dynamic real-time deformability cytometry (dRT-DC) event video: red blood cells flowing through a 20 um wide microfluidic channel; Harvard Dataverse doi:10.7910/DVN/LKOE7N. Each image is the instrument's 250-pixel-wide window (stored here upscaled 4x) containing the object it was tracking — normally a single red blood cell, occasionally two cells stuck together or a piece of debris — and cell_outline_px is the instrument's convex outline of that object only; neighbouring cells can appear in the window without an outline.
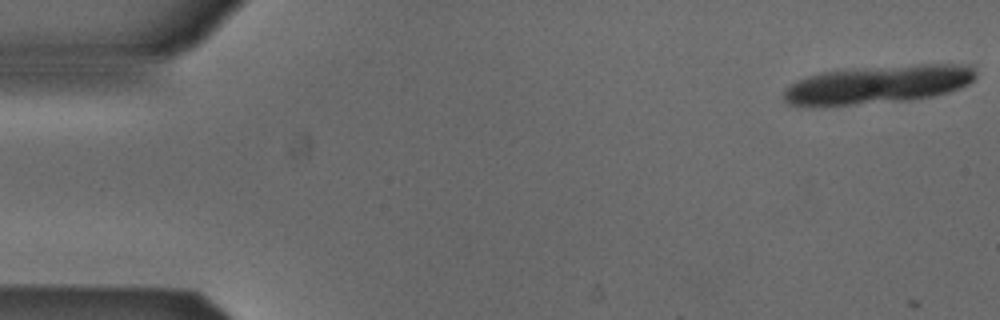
{"species": "Egyptian fruit bat (a non-hibernating species)", "species_latin": "Rousettus aegyptiacus", "temperature_condition": "cold", "stored_images_in_passage": 2, "camera_frame_rate_fps": 3000, "um_per_image_px": 0.085, "animal": {"sex": "male"}, "frame": {"image": 1, "passage_image": 1, "time_ms": 0.0, "image_size_px": [1000, 320], "cell_outline_px": [[976, 76], [968, 84], [948, 92], [932, 96], [908, 100], [812, 108], [804, 108], [788, 104], [784, 100], [784, 88], [788, 84], [796, 80], [820, 72], [860, 68], [920, 64], [968, 64], [972, 68]], "centroid_in_image_um": [74.51, 7.21], "position_along_channel_um": 10.5, "area_um2": 43.35}}